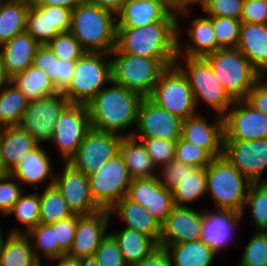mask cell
Here are the masks:
<instances>
[{
	"instance_id": "8c879c8a",
	"label": "cell",
	"mask_w": 267,
	"mask_h": 266,
	"mask_svg": "<svg viewBox=\"0 0 267 266\" xmlns=\"http://www.w3.org/2000/svg\"><path fill=\"white\" fill-rule=\"evenodd\" d=\"M267 80V72L262 75Z\"/></svg>"
},
{
	"instance_id": "30bf717a",
	"label": "cell",
	"mask_w": 267,
	"mask_h": 266,
	"mask_svg": "<svg viewBox=\"0 0 267 266\" xmlns=\"http://www.w3.org/2000/svg\"><path fill=\"white\" fill-rule=\"evenodd\" d=\"M93 200L101 210H111L124 196L132 182L120 152L88 175Z\"/></svg>"
},
{
	"instance_id": "7a4b0ae2",
	"label": "cell",
	"mask_w": 267,
	"mask_h": 266,
	"mask_svg": "<svg viewBox=\"0 0 267 266\" xmlns=\"http://www.w3.org/2000/svg\"><path fill=\"white\" fill-rule=\"evenodd\" d=\"M69 32L85 52L110 54L116 47V14L100 6L82 2L72 9Z\"/></svg>"
},
{
	"instance_id": "d6a6232c",
	"label": "cell",
	"mask_w": 267,
	"mask_h": 266,
	"mask_svg": "<svg viewBox=\"0 0 267 266\" xmlns=\"http://www.w3.org/2000/svg\"><path fill=\"white\" fill-rule=\"evenodd\" d=\"M172 266H211L216 253L204 241L196 240L165 247Z\"/></svg>"
},
{
	"instance_id": "484cf974",
	"label": "cell",
	"mask_w": 267,
	"mask_h": 266,
	"mask_svg": "<svg viewBox=\"0 0 267 266\" xmlns=\"http://www.w3.org/2000/svg\"><path fill=\"white\" fill-rule=\"evenodd\" d=\"M117 28H134L160 21H177L162 4L155 0H126L116 14Z\"/></svg>"
},
{
	"instance_id": "753ad0ef",
	"label": "cell",
	"mask_w": 267,
	"mask_h": 266,
	"mask_svg": "<svg viewBox=\"0 0 267 266\" xmlns=\"http://www.w3.org/2000/svg\"><path fill=\"white\" fill-rule=\"evenodd\" d=\"M3 2H4V0H0V7H1V5H2Z\"/></svg>"
},
{
	"instance_id": "8d00e7d4",
	"label": "cell",
	"mask_w": 267,
	"mask_h": 266,
	"mask_svg": "<svg viewBox=\"0 0 267 266\" xmlns=\"http://www.w3.org/2000/svg\"><path fill=\"white\" fill-rule=\"evenodd\" d=\"M39 208H40V190L28 193L26 190L21 194L19 199L13 205L12 210L7 214V217L14 215L16 221L19 222L23 228L17 226L10 228L9 232L12 234H27L39 222ZM25 228V229H24Z\"/></svg>"
},
{
	"instance_id": "4316f807",
	"label": "cell",
	"mask_w": 267,
	"mask_h": 266,
	"mask_svg": "<svg viewBox=\"0 0 267 266\" xmlns=\"http://www.w3.org/2000/svg\"><path fill=\"white\" fill-rule=\"evenodd\" d=\"M117 217L125 226L151 238L157 245L161 236V223L155 219L141 204L124 196L111 210L110 215Z\"/></svg>"
},
{
	"instance_id": "4dcf8cb0",
	"label": "cell",
	"mask_w": 267,
	"mask_h": 266,
	"mask_svg": "<svg viewBox=\"0 0 267 266\" xmlns=\"http://www.w3.org/2000/svg\"><path fill=\"white\" fill-rule=\"evenodd\" d=\"M119 152L132 179L157 176V168L141 140L133 136L122 137Z\"/></svg>"
},
{
	"instance_id": "db71d44e",
	"label": "cell",
	"mask_w": 267,
	"mask_h": 266,
	"mask_svg": "<svg viewBox=\"0 0 267 266\" xmlns=\"http://www.w3.org/2000/svg\"><path fill=\"white\" fill-rule=\"evenodd\" d=\"M241 22L267 24V1L244 0Z\"/></svg>"
},
{
	"instance_id": "74e56055",
	"label": "cell",
	"mask_w": 267,
	"mask_h": 266,
	"mask_svg": "<svg viewBox=\"0 0 267 266\" xmlns=\"http://www.w3.org/2000/svg\"><path fill=\"white\" fill-rule=\"evenodd\" d=\"M28 102L12 81L5 85L0 90V128L18 126Z\"/></svg>"
},
{
	"instance_id": "f5cc1de1",
	"label": "cell",
	"mask_w": 267,
	"mask_h": 266,
	"mask_svg": "<svg viewBox=\"0 0 267 266\" xmlns=\"http://www.w3.org/2000/svg\"><path fill=\"white\" fill-rule=\"evenodd\" d=\"M244 0H207L201 9L207 16H222L241 20Z\"/></svg>"
},
{
	"instance_id": "d4e9b609",
	"label": "cell",
	"mask_w": 267,
	"mask_h": 266,
	"mask_svg": "<svg viewBox=\"0 0 267 266\" xmlns=\"http://www.w3.org/2000/svg\"><path fill=\"white\" fill-rule=\"evenodd\" d=\"M48 152L44 145L38 144L22 157L10 173L22 185L24 184V187L30 185L34 190H41V184L43 188L45 185L46 187L53 185L55 170L53 171V159Z\"/></svg>"
},
{
	"instance_id": "83f0119b",
	"label": "cell",
	"mask_w": 267,
	"mask_h": 266,
	"mask_svg": "<svg viewBox=\"0 0 267 266\" xmlns=\"http://www.w3.org/2000/svg\"><path fill=\"white\" fill-rule=\"evenodd\" d=\"M39 46L40 44L26 31L15 35L0 46L5 71L11 79L32 65Z\"/></svg>"
},
{
	"instance_id": "8fae6325",
	"label": "cell",
	"mask_w": 267,
	"mask_h": 266,
	"mask_svg": "<svg viewBox=\"0 0 267 266\" xmlns=\"http://www.w3.org/2000/svg\"><path fill=\"white\" fill-rule=\"evenodd\" d=\"M69 104L63 92L29 101L18 126L38 144H47L52 139L58 117Z\"/></svg>"
},
{
	"instance_id": "9f6ffc18",
	"label": "cell",
	"mask_w": 267,
	"mask_h": 266,
	"mask_svg": "<svg viewBox=\"0 0 267 266\" xmlns=\"http://www.w3.org/2000/svg\"><path fill=\"white\" fill-rule=\"evenodd\" d=\"M252 108L267 116V80L262 76L244 99Z\"/></svg>"
},
{
	"instance_id": "7c38bea8",
	"label": "cell",
	"mask_w": 267,
	"mask_h": 266,
	"mask_svg": "<svg viewBox=\"0 0 267 266\" xmlns=\"http://www.w3.org/2000/svg\"><path fill=\"white\" fill-rule=\"evenodd\" d=\"M91 129L87 105L70 103L58 117L50 141L62 162H69Z\"/></svg>"
},
{
	"instance_id": "5b68a950",
	"label": "cell",
	"mask_w": 267,
	"mask_h": 266,
	"mask_svg": "<svg viewBox=\"0 0 267 266\" xmlns=\"http://www.w3.org/2000/svg\"><path fill=\"white\" fill-rule=\"evenodd\" d=\"M206 195L211 197L214 210L242 213L250 181L224 156L213 158L205 167Z\"/></svg>"
},
{
	"instance_id": "680465c9",
	"label": "cell",
	"mask_w": 267,
	"mask_h": 266,
	"mask_svg": "<svg viewBox=\"0 0 267 266\" xmlns=\"http://www.w3.org/2000/svg\"><path fill=\"white\" fill-rule=\"evenodd\" d=\"M130 266H172V263L166 248L158 245L140 262Z\"/></svg>"
},
{
	"instance_id": "f546056e",
	"label": "cell",
	"mask_w": 267,
	"mask_h": 266,
	"mask_svg": "<svg viewBox=\"0 0 267 266\" xmlns=\"http://www.w3.org/2000/svg\"><path fill=\"white\" fill-rule=\"evenodd\" d=\"M38 143L19 126L0 128V153L4 168L10 173L29 151Z\"/></svg>"
},
{
	"instance_id": "2e32d148",
	"label": "cell",
	"mask_w": 267,
	"mask_h": 266,
	"mask_svg": "<svg viewBox=\"0 0 267 266\" xmlns=\"http://www.w3.org/2000/svg\"><path fill=\"white\" fill-rule=\"evenodd\" d=\"M224 140L250 141L267 138V116L245 100H234L223 115Z\"/></svg>"
},
{
	"instance_id": "cb8c5ba5",
	"label": "cell",
	"mask_w": 267,
	"mask_h": 266,
	"mask_svg": "<svg viewBox=\"0 0 267 266\" xmlns=\"http://www.w3.org/2000/svg\"><path fill=\"white\" fill-rule=\"evenodd\" d=\"M126 196L141 204L161 224L174 206L172 190L163 187L157 176L132 179Z\"/></svg>"
},
{
	"instance_id": "e0dca14e",
	"label": "cell",
	"mask_w": 267,
	"mask_h": 266,
	"mask_svg": "<svg viewBox=\"0 0 267 266\" xmlns=\"http://www.w3.org/2000/svg\"><path fill=\"white\" fill-rule=\"evenodd\" d=\"M63 170L55 172L54 185L74 214L88 215L101 210L92 198L88 176L63 162Z\"/></svg>"
},
{
	"instance_id": "ac0fdd59",
	"label": "cell",
	"mask_w": 267,
	"mask_h": 266,
	"mask_svg": "<svg viewBox=\"0 0 267 266\" xmlns=\"http://www.w3.org/2000/svg\"><path fill=\"white\" fill-rule=\"evenodd\" d=\"M202 225V210H197L189 205H174L165 221L161 224V236L158 245L166 247L200 240L202 237Z\"/></svg>"
},
{
	"instance_id": "681fc988",
	"label": "cell",
	"mask_w": 267,
	"mask_h": 266,
	"mask_svg": "<svg viewBox=\"0 0 267 266\" xmlns=\"http://www.w3.org/2000/svg\"><path fill=\"white\" fill-rule=\"evenodd\" d=\"M195 169L192 165L183 164L182 162L172 159L166 165L157 169V178L159 183L172 190L182 179Z\"/></svg>"
},
{
	"instance_id": "277c9868",
	"label": "cell",
	"mask_w": 267,
	"mask_h": 266,
	"mask_svg": "<svg viewBox=\"0 0 267 266\" xmlns=\"http://www.w3.org/2000/svg\"><path fill=\"white\" fill-rule=\"evenodd\" d=\"M112 82L149 97L160 75L177 58H150L120 52L116 47L110 52Z\"/></svg>"
},
{
	"instance_id": "5bb4252c",
	"label": "cell",
	"mask_w": 267,
	"mask_h": 266,
	"mask_svg": "<svg viewBox=\"0 0 267 266\" xmlns=\"http://www.w3.org/2000/svg\"><path fill=\"white\" fill-rule=\"evenodd\" d=\"M121 139L120 135L91 128L68 163L88 176L119 152Z\"/></svg>"
},
{
	"instance_id": "603a6c76",
	"label": "cell",
	"mask_w": 267,
	"mask_h": 266,
	"mask_svg": "<svg viewBox=\"0 0 267 266\" xmlns=\"http://www.w3.org/2000/svg\"><path fill=\"white\" fill-rule=\"evenodd\" d=\"M202 237L209 247L218 255L225 248L235 244L236 231L240 227L242 217L235 211L202 209ZM231 245V246H230Z\"/></svg>"
},
{
	"instance_id": "7402d4cb",
	"label": "cell",
	"mask_w": 267,
	"mask_h": 266,
	"mask_svg": "<svg viewBox=\"0 0 267 266\" xmlns=\"http://www.w3.org/2000/svg\"><path fill=\"white\" fill-rule=\"evenodd\" d=\"M110 218V210H99L88 215L77 214L75 237L66 255L77 259L94 256L101 240L108 233Z\"/></svg>"
},
{
	"instance_id": "ba28073f",
	"label": "cell",
	"mask_w": 267,
	"mask_h": 266,
	"mask_svg": "<svg viewBox=\"0 0 267 266\" xmlns=\"http://www.w3.org/2000/svg\"><path fill=\"white\" fill-rule=\"evenodd\" d=\"M111 81L110 55L101 52H85L76 60L73 78L63 94L70 103L86 105Z\"/></svg>"
},
{
	"instance_id": "f6af8a7d",
	"label": "cell",
	"mask_w": 267,
	"mask_h": 266,
	"mask_svg": "<svg viewBox=\"0 0 267 266\" xmlns=\"http://www.w3.org/2000/svg\"><path fill=\"white\" fill-rule=\"evenodd\" d=\"M55 56L64 61H76L85 51L70 32L56 35L46 44Z\"/></svg>"
},
{
	"instance_id": "9c48e42d",
	"label": "cell",
	"mask_w": 267,
	"mask_h": 266,
	"mask_svg": "<svg viewBox=\"0 0 267 266\" xmlns=\"http://www.w3.org/2000/svg\"><path fill=\"white\" fill-rule=\"evenodd\" d=\"M148 98L182 120L200 112L187 77L176 65L168 67L160 75Z\"/></svg>"
},
{
	"instance_id": "03108f58",
	"label": "cell",
	"mask_w": 267,
	"mask_h": 266,
	"mask_svg": "<svg viewBox=\"0 0 267 266\" xmlns=\"http://www.w3.org/2000/svg\"><path fill=\"white\" fill-rule=\"evenodd\" d=\"M11 81V78L7 75L3 63V59L0 55V90Z\"/></svg>"
},
{
	"instance_id": "836d02e7",
	"label": "cell",
	"mask_w": 267,
	"mask_h": 266,
	"mask_svg": "<svg viewBox=\"0 0 267 266\" xmlns=\"http://www.w3.org/2000/svg\"><path fill=\"white\" fill-rule=\"evenodd\" d=\"M31 0H4L0 7V46L26 30Z\"/></svg>"
},
{
	"instance_id": "1f68e13d",
	"label": "cell",
	"mask_w": 267,
	"mask_h": 266,
	"mask_svg": "<svg viewBox=\"0 0 267 266\" xmlns=\"http://www.w3.org/2000/svg\"><path fill=\"white\" fill-rule=\"evenodd\" d=\"M0 266H42L26 234L7 233L0 244Z\"/></svg>"
},
{
	"instance_id": "ffe728a7",
	"label": "cell",
	"mask_w": 267,
	"mask_h": 266,
	"mask_svg": "<svg viewBox=\"0 0 267 266\" xmlns=\"http://www.w3.org/2000/svg\"><path fill=\"white\" fill-rule=\"evenodd\" d=\"M199 112L194 116L182 120L181 137L204 149L212 158L223 156L224 120L216 114L213 123L209 122L208 114Z\"/></svg>"
},
{
	"instance_id": "3957f363",
	"label": "cell",
	"mask_w": 267,
	"mask_h": 266,
	"mask_svg": "<svg viewBox=\"0 0 267 266\" xmlns=\"http://www.w3.org/2000/svg\"><path fill=\"white\" fill-rule=\"evenodd\" d=\"M120 52L150 58H177V21H160L134 28H117Z\"/></svg>"
},
{
	"instance_id": "e7e4bbea",
	"label": "cell",
	"mask_w": 267,
	"mask_h": 266,
	"mask_svg": "<svg viewBox=\"0 0 267 266\" xmlns=\"http://www.w3.org/2000/svg\"><path fill=\"white\" fill-rule=\"evenodd\" d=\"M206 3L207 0H181V13H184L185 11H192V8L195 5L202 9Z\"/></svg>"
},
{
	"instance_id": "6da1fadb",
	"label": "cell",
	"mask_w": 267,
	"mask_h": 266,
	"mask_svg": "<svg viewBox=\"0 0 267 266\" xmlns=\"http://www.w3.org/2000/svg\"><path fill=\"white\" fill-rule=\"evenodd\" d=\"M143 97L112 81L102 88L86 105L92 129L122 137L137 123L138 107ZM125 132V133H124Z\"/></svg>"
},
{
	"instance_id": "52a82bcc",
	"label": "cell",
	"mask_w": 267,
	"mask_h": 266,
	"mask_svg": "<svg viewBox=\"0 0 267 266\" xmlns=\"http://www.w3.org/2000/svg\"><path fill=\"white\" fill-rule=\"evenodd\" d=\"M175 65L187 77L197 109L204 101L215 114L223 116L227 112L234 100L224 90L204 57L177 56Z\"/></svg>"
},
{
	"instance_id": "a7ac6f4b",
	"label": "cell",
	"mask_w": 267,
	"mask_h": 266,
	"mask_svg": "<svg viewBox=\"0 0 267 266\" xmlns=\"http://www.w3.org/2000/svg\"><path fill=\"white\" fill-rule=\"evenodd\" d=\"M9 173L5 168H4V164L2 161V156L0 153V176Z\"/></svg>"
},
{
	"instance_id": "6f0895ef",
	"label": "cell",
	"mask_w": 267,
	"mask_h": 266,
	"mask_svg": "<svg viewBox=\"0 0 267 266\" xmlns=\"http://www.w3.org/2000/svg\"><path fill=\"white\" fill-rule=\"evenodd\" d=\"M76 61H64L56 57L55 89L64 92L71 83L74 75Z\"/></svg>"
},
{
	"instance_id": "7dc6e473",
	"label": "cell",
	"mask_w": 267,
	"mask_h": 266,
	"mask_svg": "<svg viewBox=\"0 0 267 266\" xmlns=\"http://www.w3.org/2000/svg\"><path fill=\"white\" fill-rule=\"evenodd\" d=\"M143 142L154 166L159 169L175 159L176 141L159 138H136Z\"/></svg>"
},
{
	"instance_id": "ab89813d",
	"label": "cell",
	"mask_w": 267,
	"mask_h": 266,
	"mask_svg": "<svg viewBox=\"0 0 267 266\" xmlns=\"http://www.w3.org/2000/svg\"><path fill=\"white\" fill-rule=\"evenodd\" d=\"M42 190V192L40 191L39 208V222L41 224L54 223L74 215L54 184L45 186Z\"/></svg>"
},
{
	"instance_id": "7bdbcfd3",
	"label": "cell",
	"mask_w": 267,
	"mask_h": 266,
	"mask_svg": "<svg viewBox=\"0 0 267 266\" xmlns=\"http://www.w3.org/2000/svg\"><path fill=\"white\" fill-rule=\"evenodd\" d=\"M209 17L212 20V27L217 39V50L236 48L239 41L241 20L222 16Z\"/></svg>"
},
{
	"instance_id": "bcb514c9",
	"label": "cell",
	"mask_w": 267,
	"mask_h": 266,
	"mask_svg": "<svg viewBox=\"0 0 267 266\" xmlns=\"http://www.w3.org/2000/svg\"><path fill=\"white\" fill-rule=\"evenodd\" d=\"M175 159L195 168H205L213 158L204 149L180 137L176 141Z\"/></svg>"
},
{
	"instance_id": "f907efd6",
	"label": "cell",
	"mask_w": 267,
	"mask_h": 266,
	"mask_svg": "<svg viewBox=\"0 0 267 266\" xmlns=\"http://www.w3.org/2000/svg\"><path fill=\"white\" fill-rule=\"evenodd\" d=\"M94 257L100 266H128L117 241L110 233L101 240Z\"/></svg>"
},
{
	"instance_id": "91938a15",
	"label": "cell",
	"mask_w": 267,
	"mask_h": 266,
	"mask_svg": "<svg viewBox=\"0 0 267 266\" xmlns=\"http://www.w3.org/2000/svg\"><path fill=\"white\" fill-rule=\"evenodd\" d=\"M83 0H31L34 5L59 6L68 9H74Z\"/></svg>"
},
{
	"instance_id": "f1b7e54d",
	"label": "cell",
	"mask_w": 267,
	"mask_h": 266,
	"mask_svg": "<svg viewBox=\"0 0 267 266\" xmlns=\"http://www.w3.org/2000/svg\"><path fill=\"white\" fill-rule=\"evenodd\" d=\"M236 48L262 75L267 72V24L241 22Z\"/></svg>"
},
{
	"instance_id": "94428289",
	"label": "cell",
	"mask_w": 267,
	"mask_h": 266,
	"mask_svg": "<svg viewBox=\"0 0 267 266\" xmlns=\"http://www.w3.org/2000/svg\"><path fill=\"white\" fill-rule=\"evenodd\" d=\"M126 0H83V2L100 6L117 14Z\"/></svg>"
},
{
	"instance_id": "ee69618b",
	"label": "cell",
	"mask_w": 267,
	"mask_h": 266,
	"mask_svg": "<svg viewBox=\"0 0 267 266\" xmlns=\"http://www.w3.org/2000/svg\"><path fill=\"white\" fill-rule=\"evenodd\" d=\"M248 243L243 247L238 266H267V242L261 231L251 234Z\"/></svg>"
},
{
	"instance_id": "44dd1931",
	"label": "cell",
	"mask_w": 267,
	"mask_h": 266,
	"mask_svg": "<svg viewBox=\"0 0 267 266\" xmlns=\"http://www.w3.org/2000/svg\"><path fill=\"white\" fill-rule=\"evenodd\" d=\"M193 11H185L177 16V56L184 57H204L217 50V39L212 27V20L209 16H193ZM180 17L191 19L189 28H187L186 35L189 40L182 43L181 34L183 25ZM193 19H192V18ZM182 30V31H181ZM181 38V40H180Z\"/></svg>"
},
{
	"instance_id": "4fadbf2b",
	"label": "cell",
	"mask_w": 267,
	"mask_h": 266,
	"mask_svg": "<svg viewBox=\"0 0 267 266\" xmlns=\"http://www.w3.org/2000/svg\"><path fill=\"white\" fill-rule=\"evenodd\" d=\"M223 156L250 182H267V138L224 140Z\"/></svg>"
},
{
	"instance_id": "9a60e30c",
	"label": "cell",
	"mask_w": 267,
	"mask_h": 266,
	"mask_svg": "<svg viewBox=\"0 0 267 266\" xmlns=\"http://www.w3.org/2000/svg\"><path fill=\"white\" fill-rule=\"evenodd\" d=\"M182 119L157 106L148 97L138 107L135 138H159L177 141L181 137Z\"/></svg>"
},
{
	"instance_id": "816d5d0a",
	"label": "cell",
	"mask_w": 267,
	"mask_h": 266,
	"mask_svg": "<svg viewBox=\"0 0 267 266\" xmlns=\"http://www.w3.org/2000/svg\"><path fill=\"white\" fill-rule=\"evenodd\" d=\"M49 225L55 229V244H59V257L66 255L75 237L77 214Z\"/></svg>"
},
{
	"instance_id": "89a4df30",
	"label": "cell",
	"mask_w": 267,
	"mask_h": 266,
	"mask_svg": "<svg viewBox=\"0 0 267 266\" xmlns=\"http://www.w3.org/2000/svg\"><path fill=\"white\" fill-rule=\"evenodd\" d=\"M2 229L3 228L0 225V244H1V241H2L3 237L5 236L4 233H3V231H2Z\"/></svg>"
},
{
	"instance_id": "e575fe53",
	"label": "cell",
	"mask_w": 267,
	"mask_h": 266,
	"mask_svg": "<svg viewBox=\"0 0 267 266\" xmlns=\"http://www.w3.org/2000/svg\"><path fill=\"white\" fill-rule=\"evenodd\" d=\"M119 229V230H118ZM109 232L117 241L128 266L140 262L158 245L149 237L136 230L120 227Z\"/></svg>"
},
{
	"instance_id": "b9f144b4",
	"label": "cell",
	"mask_w": 267,
	"mask_h": 266,
	"mask_svg": "<svg viewBox=\"0 0 267 266\" xmlns=\"http://www.w3.org/2000/svg\"><path fill=\"white\" fill-rule=\"evenodd\" d=\"M29 237L35 258L41 263L59 257V244H55V229L49 224L38 223L26 234Z\"/></svg>"
},
{
	"instance_id": "f35d334b",
	"label": "cell",
	"mask_w": 267,
	"mask_h": 266,
	"mask_svg": "<svg viewBox=\"0 0 267 266\" xmlns=\"http://www.w3.org/2000/svg\"><path fill=\"white\" fill-rule=\"evenodd\" d=\"M207 191L206 168H195L172 189L173 203L177 206H191L198 202Z\"/></svg>"
},
{
	"instance_id": "d590c367",
	"label": "cell",
	"mask_w": 267,
	"mask_h": 266,
	"mask_svg": "<svg viewBox=\"0 0 267 266\" xmlns=\"http://www.w3.org/2000/svg\"><path fill=\"white\" fill-rule=\"evenodd\" d=\"M11 81L25 95L28 101H34L57 93L48 75L33 65L29 66L23 73L15 75Z\"/></svg>"
},
{
	"instance_id": "d6986e66",
	"label": "cell",
	"mask_w": 267,
	"mask_h": 266,
	"mask_svg": "<svg viewBox=\"0 0 267 266\" xmlns=\"http://www.w3.org/2000/svg\"><path fill=\"white\" fill-rule=\"evenodd\" d=\"M72 10L59 6L30 4L26 32L40 45H46L56 35L69 32Z\"/></svg>"
},
{
	"instance_id": "be15d7a7",
	"label": "cell",
	"mask_w": 267,
	"mask_h": 266,
	"mask_svg": "<svg viewBox=\"0 0 267 266\" xmlns=\"http://www.w3.org/2000/svg\"><path fill=\"white\" fill-rule=\"evenodd\" d=\"M162 4L173 15L181 14V0H155Z\"/></svg>"
},
{
	"instance_id": "6125c7cd",
	"label": "cell",
	"mask_w": 267,
	"mask_h": 266,
	"mask_svg": "<svg viewBox=\"0 0 267 266\" xmlns=\"http://www.w3.org/2000/svg\"><path fill=\"white\" fill-rule=\"evenodd\" d=\"M48 262H50V264L47 263V265L45 266H51L53 263L55 264V266H79V259L77 258H73L70 257L68 255H63L60 256L58 258H54V259H50L48 260ZM42 266H44L42 264Z\"/></svg>"
},
{
	"instance_id": "11a10c76",
	"label": "cell",
	"mask_w": 267,
	"mask_h": 266,
	"mask_svg": "<svg viewBox=\"0 0 267 266\" xmlns=\"http://www.w3.org/2000/svg\"><path fill=\"white\" fill-rule=\"evenodd\" d=\"M32 65L47 74L55 88L56 56L47 45L37 48Z\"/></svg>"
},
{
	"instance_id": "003e7915",
	"label": "cell",
	"mask_w": 267,
	"mask_h": 266,
	"mask_svg": "<svg viewBox=\"0 0 267 266\" xmlns=\"http://www.w3.org/2000/svg\"><path fill=\"white\" fill-rule=\"evenodd\" d=\"M79 266H100L94 256L79 258Z\"/></svg>"
},
{
	"instance_id": "60d3db41",
	"label": "cell",
	"mask_w": 267,
	"mask_h": 266,
	"mask_svg": "<svg viewBox=\"0 0 267 266\" xmlns=\"http://www.w3.org/2000/svg\"><path fill=\"white\" fill-rule=\"evenodd\" d=\"M246 209L257 231L267 228V182L250 183L241 213L242 220Z\"/></svg>"
},
{
	"instance_id": "8992f818",
	"label": "cell",
	"mask_w": 267,
	"mask_h": 266,
	"mask_svg": "<svg viewBox=\"0 0 267 266\" xmlns=\"http://www.w3.org/2000/svg\"><path fill=\"white\" fill-rule=\"evenodd\" d=\"M204 58L233 100H244L262 74L237 48L218 49Z\"/></svg>"
},
{
	"instance_id": "c3c4849f",
	"label": "cell",
	"mask_w": 267,
	"mask_h": 266,
	"mask_svg": "<svg viewBox=\"0 0 267 266\" xmlns=\"http://www.w3.org/2000/svg\"><path fill=\"white\" fill-rule=\"evenodd\" d=\"M25 191L23 185L11 174L0 176V215L7 216Z\"/></svg>"
},
{
	"instance_id": "2644e50d",
	"label": "cell",
	"mask_w": 267,
	"mask_h": 266,
	"mask_svg": "<svg viewBox=\"0 0 267 266\" xmlns=\"http://www.w3.org/2000/svg\"><path fill=\"white\" fill-rule=\"evenodd\" d=\"M261 232H262V233L264 234V236L266 237V242H267V228L264 229V230H262Z\"/></svg>"
}]
</instances>
